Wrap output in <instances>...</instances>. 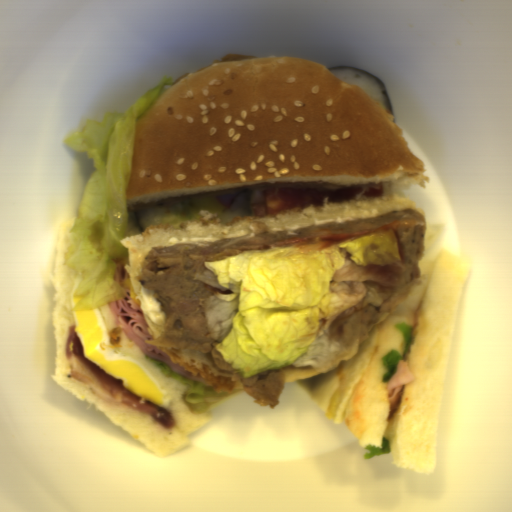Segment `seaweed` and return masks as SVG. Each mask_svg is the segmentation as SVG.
<instances>
[{"mask_svg":"<svg viewBox=\"0 0 512 512\" xmlns=\"http://www.w3.org/2000/svg\"><path fill=\"white\" fill-rule=\"evenodd\" d=\"M329 71H335V70H347V71H359V72H362L366 75H369L371 76L375 82L379 85L380 89H381V92L383 94V97H384V101H385V105H386V109H387V112L393 116V113H392V109H391V104H390V100H389V96H388V93L386 91V88L385 86L381 83V81L375 77L374 75H372L371 73H369L368 71H365V70H361V69H358V68H355V67H347V66H335V67H332V68H328Z\"/></svg>","mask_w":512,"mask_h":512,"instance_id":"obj_1","label":"seaweed"}]
</instances>
